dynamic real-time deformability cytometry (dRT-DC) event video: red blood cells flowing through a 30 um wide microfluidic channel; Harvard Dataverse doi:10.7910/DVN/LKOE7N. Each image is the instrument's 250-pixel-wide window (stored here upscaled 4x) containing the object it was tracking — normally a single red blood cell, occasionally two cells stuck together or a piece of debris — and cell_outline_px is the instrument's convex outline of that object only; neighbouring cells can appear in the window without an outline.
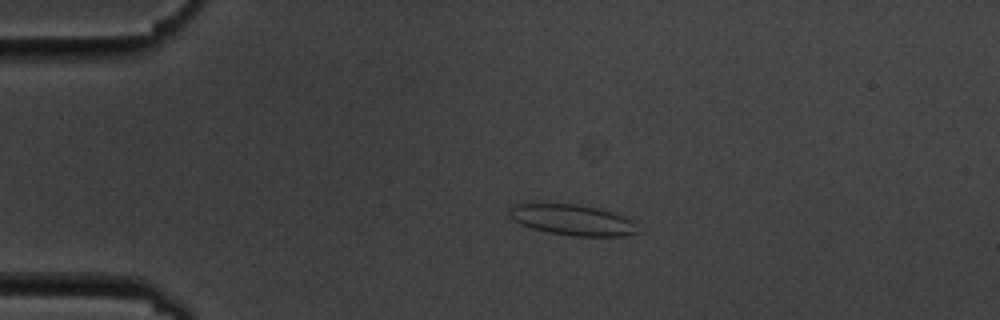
{"species": "common noctule bat (a hibernating species)", "species_latin": "Nyctalus noctula", "temperature_condition": "cold", "stored_images_in_passage": 4, "camera_frame_rate_fps": 3000, "um_per_image_px": 0.085, "animal": {"sex": "male", "body_mass_g": 19.5, "forearm_length_mm": 54.6}, "frame": {"image": 1, "passage_image": 3, "time_ms": 2.0, "image_size_px": [1000, 320], "cell_outline_px": [[640, 232], [624, 236], [572, 236], [548, 232], [532, 228], [520, 224], [512, 220], [508, 216], [508, 208], [516, 204], [536, 200], [576, 204], [596, 208], [612, 212], [624, 216], [632, 220]], "centroid_in_image_um": [48.55, 18.65], "position_along_channel_um": 36.5, "area_um2": 23.87}}